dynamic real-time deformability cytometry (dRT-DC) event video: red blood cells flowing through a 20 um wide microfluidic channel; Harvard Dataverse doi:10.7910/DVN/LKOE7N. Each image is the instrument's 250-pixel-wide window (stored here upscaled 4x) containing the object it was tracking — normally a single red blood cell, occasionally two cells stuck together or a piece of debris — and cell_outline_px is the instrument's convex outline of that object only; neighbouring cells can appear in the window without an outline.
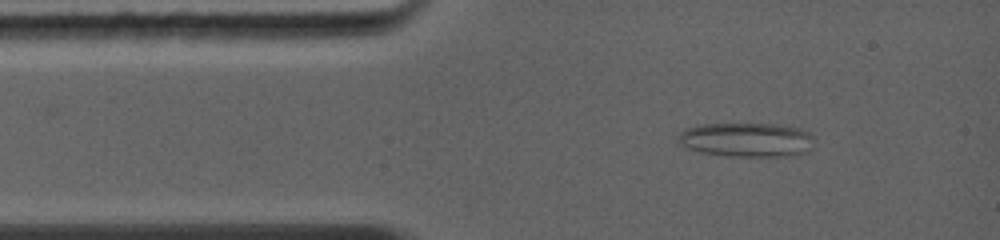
{"species": "common noctule bat (a hibernating species)", "species_latin": "Nyctalus noctula", "temperature_condition": "warm", "stored_images_in_passage": 3, "camera_frame_rate_fps": 5000, "um_per_image_px": 0.085, "animal": {"sex": "female", "body_mass_g": 19.0, "forearm_length_mm": 56.7}, "frame": {"image": 1, "passage_image": 2, "time_ms": 1.0, "image_size_px": [1000, 240], "cell_outline_px": [[812, 136], [808, 152], [796, 156], [724, 156], [700, 152], [688, 148], [680, 144], [680, 132], [684, 128], [700, 124], [776, 124], [800, 128], [808, 132]], "centroid_in_image_um": [63.45, 11.88], "position_along_channel_um": 21.5, "area_um2": 27.17}}